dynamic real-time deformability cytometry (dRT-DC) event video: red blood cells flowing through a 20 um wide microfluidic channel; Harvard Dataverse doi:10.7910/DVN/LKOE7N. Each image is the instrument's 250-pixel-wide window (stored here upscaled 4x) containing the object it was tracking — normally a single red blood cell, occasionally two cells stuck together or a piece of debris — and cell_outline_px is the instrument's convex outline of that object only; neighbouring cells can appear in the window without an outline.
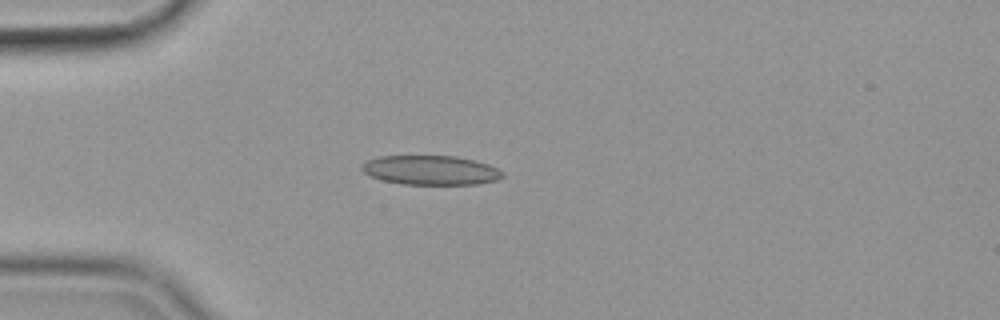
{"species": "common noctule bat (a hibernating species)", "species_latin": "Nyctalus noctula", "temperature_condition": "cold", "stored_images_in_passage": 42, "camera_frame_rate_fps": 3000, "um_per_image_px": 0.085, "animal": {"sex": "female", "body_mass_g": 19.9}, "frame": {"image": 1, "passage_image": 1, "time_ms": 0.0, "image_size_px": [1000, 320], "cell_outline_px": [[504, 176], [496, 180], [480, 184], [400, 184], [380, 180], [364, 172], [360, 168], [360, 164], [368, 160], [380, 156], [456, 156], [488, 164], [504, 172]], "centroid_in_image_um": [36.59, 14.47], "position_along_channel_um": 48.4, "area_um2": 24.1}}
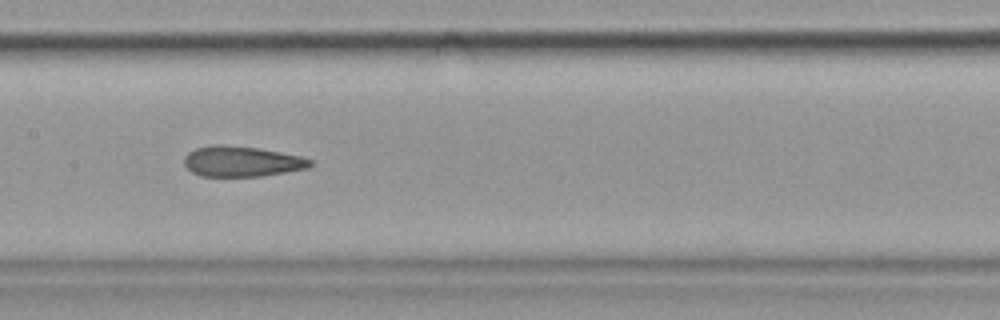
{"frame": {"image": 2, "passage_image": 14, "time_ms": 4.333, "image_size_px": [1000, 320], "cell_outline_px": [[312, 164], [308, 168], [260, 176], [200, 176], [192, 172], [184, 164], [184, 156], [188, 152], [196, 148], [212, 144], [220, 144], [260, 148], [300, 156], [312, 160]], "centroid_in_image_um": [20.52, 13.71], "position_along_channel_um": 186.9, "area_um2": 22.37}}
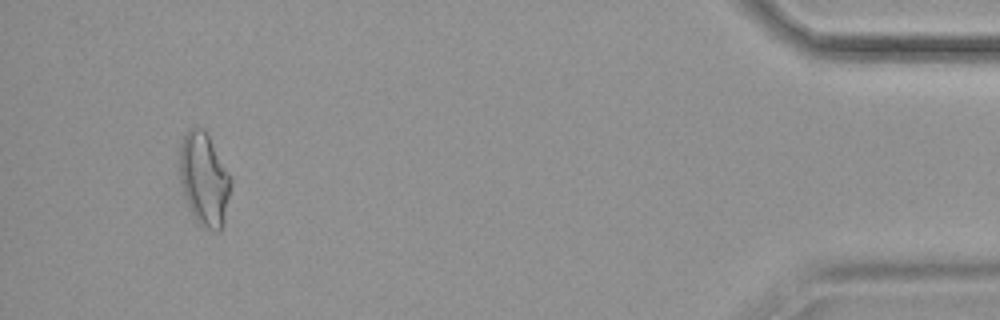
{"frame": {"image": 3, "passage_image": 39, "time_ms": 12.667, "image_size_px": [1000, 320], "cell_outline_px": [[232, 184], [224, 224], [220, 232], [216, 232], [200, 224], [196, 220], [184, 196], [180, 184], [176, 148], [184, 132], [188, 128], [204, 128], [228, 172], [232, 180]], "centroid_in_image_um": [17.3, 15.19], "position_along_channel_um": 417.9, "area_um2": 28.44}, "authors_computed_cell_mechanics": {"area_um2": 23.409, "velocity_mm_per_s": 3.5654, "shape_relaxation_time_tau1_ms": null, "shape_relaxation_time_tau2_ms": 2.6333, "deformation_change_tau1": null, "deformation_change_tau2": 0.1073}}